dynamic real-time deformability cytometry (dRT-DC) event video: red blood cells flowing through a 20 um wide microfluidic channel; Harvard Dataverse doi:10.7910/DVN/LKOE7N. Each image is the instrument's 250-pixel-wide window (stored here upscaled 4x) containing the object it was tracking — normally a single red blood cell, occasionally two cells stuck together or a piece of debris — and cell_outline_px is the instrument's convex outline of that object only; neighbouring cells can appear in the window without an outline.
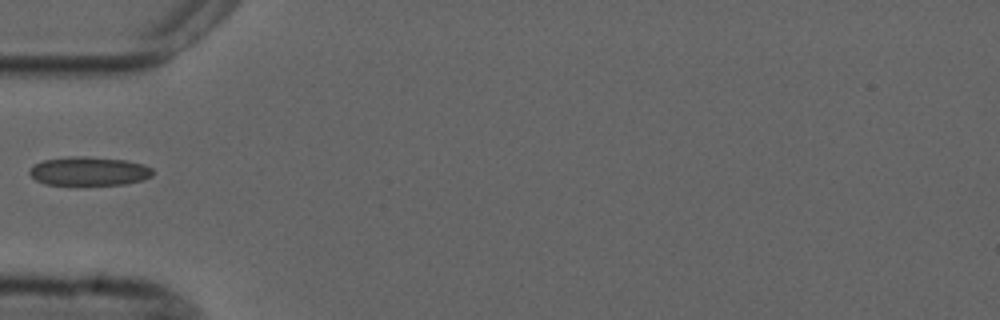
{"species": "common noctule bat (a hibernating species)", "species_latin": "Nyctalus noctula", "temperature_condition": "cold", "stored_images_in_passage": 5, "camera_frame_rate_fps": 3000, "um_per_image_px": 0.085, "animal": {"sex": "male", "forearm_length_mm": 52.5}, "frame": {"image": 1, "passage_image": 4, "time_ms": 3.667, "image_size_px": [1000, 320], "cell_outline_px": [[152, 176], [144, 180], [124, 184], [44, 184], [36, 180], [28, 172], [36, 164], [44, 160], [68, 156], [88, 156], [124, 160], [144, 164], [152, 168]], "centroid_in_image_um": [7.59, 14.54], "position_along_channel_um": 77.4, "area_um2": 20.52}}
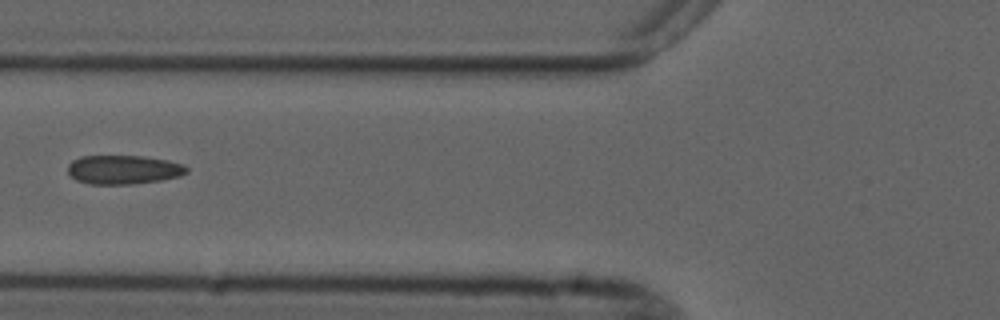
{"frame": {"image": 2, "passage_image": 5, "time_ms": 4.667, "image_size_px": [1000, 320], "cell_outline_px": [[188, 172], [180, 176], [160, 180], [132, 184], [88, 184], [76, 180], [68, 172], [68, 164], [72, 160], [80, 156], [140, 156], [168, 160], [184, 164], [188, 168]], "centroid_in_image_um": [10.49, 14.42], "position_along_channel_um": 115.3, "area_um2": 20.11}}